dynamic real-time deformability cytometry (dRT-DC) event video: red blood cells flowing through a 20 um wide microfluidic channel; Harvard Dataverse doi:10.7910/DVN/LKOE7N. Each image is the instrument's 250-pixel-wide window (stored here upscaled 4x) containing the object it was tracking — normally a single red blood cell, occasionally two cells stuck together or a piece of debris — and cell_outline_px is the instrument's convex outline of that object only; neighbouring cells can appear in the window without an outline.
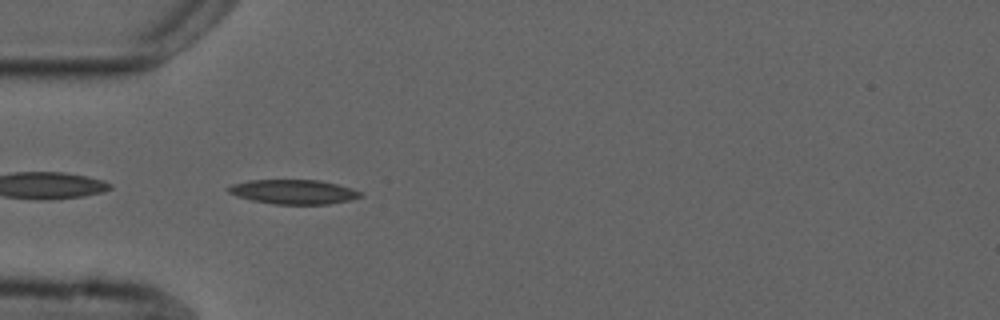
{"species": "common noctule bat (a hibernating species)", "species_latin": "Nyctalus noctula", "temperature_condition": "cold", "stored_images_in_passage": 39, "camera_frame_rate_fps": 3000, "um_per_image_px": 0.085, "animal": {"sex": "male", "forearm_length_mm": 52.5}, "frame": {"image": 1, "passage_image": 1, "time_ms": 0.0, "image_size_px": [1000, 320], "cell_outline_px": [[364, 196], [352, 200], [328, 204], [272, 204], [252, 200], [236, 196], [228, 192], [224, 188], [232, 184], [248, 180], [320, 180], [352, 188], [360, 192]], "centroid_in_image_um": [24.93, 16.3], "position_along_channel_um": 60.1, "area_um2": 18.96}}
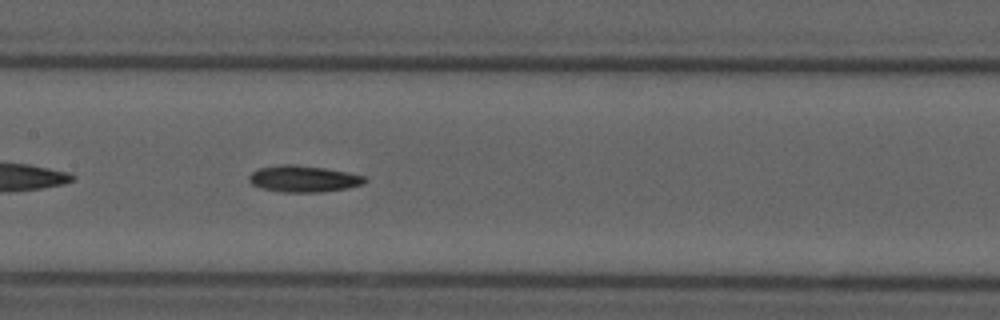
{"frame": {"image": 2, "passage_image": 11, "time_ms": 3.333, "image_size_px": [1000, 320], "cell_outline_px": [[368, 180], [364, 184], [348, 188], [320, 192], [280, 192], [260, 188], [252, 184], [248, 180], [248, 176], [252, 172], [260, 168], [280, 164], [296, 164], [324, 168], [348, 172], [368, 176]], "centroid_in_image_um": [25.83, 15.2], "position_along_channel_um": 181.6, "area_um2": 18.15}}
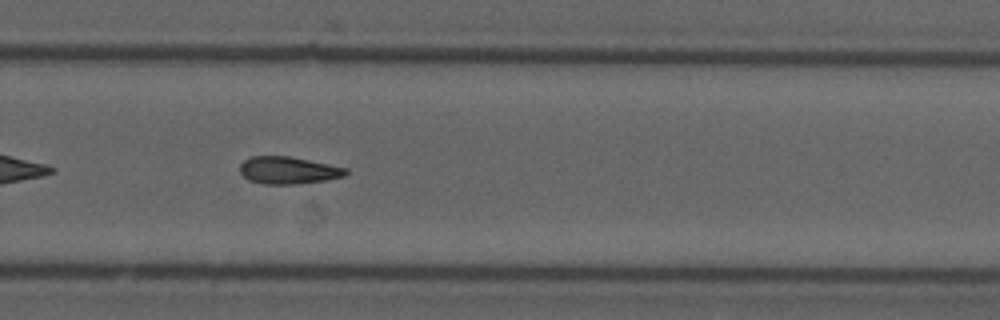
{"frame": {"image": 3, "passage_image": 21, "time_ms": 6.667, "image_size_px": [1000, 320], "cell_outline_px": [[348, 172], [344, 176], [328, 180], [300, 184], [264, 184], [248, 180], [240, 172], [240, 164], [244, 160], [252, 156], [288, 156], [348, 168]], "centroid_in_image_um": [24.51, 14.48], "position_along_channel_um": 305.3, "area_um2": 16.88}}